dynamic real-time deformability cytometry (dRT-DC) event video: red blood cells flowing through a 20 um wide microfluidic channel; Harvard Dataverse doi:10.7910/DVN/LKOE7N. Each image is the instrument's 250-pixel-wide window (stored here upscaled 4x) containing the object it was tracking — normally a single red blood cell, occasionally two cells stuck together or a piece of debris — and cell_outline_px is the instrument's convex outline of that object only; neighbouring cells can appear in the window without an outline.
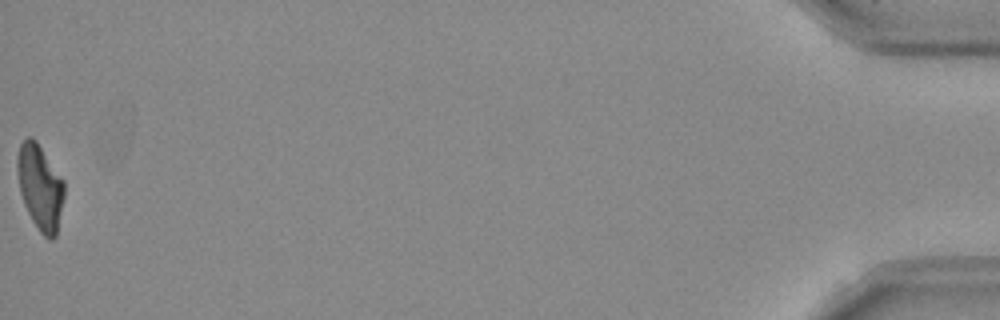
{"species": "Egyptian fruit bat (a non-hibernating species)", "species_latin": "Rousettus aegyptiacus", "temperature_condition": "room temperature", "stored_images_in_passage": 38, "camera_frame_rate_fps": 3000, "um_per_image_px": 0.085, "frame": {"image": 1, "passage_image": 38, "time_ms": 12.333, "image_size_px": [1000, 320], "cell_outline_px": [[64, 196], [56, 236], [52, 240], [48, 240], [40, 232], [32, 220], [24, 204], [20, 192], [16, 168], [16, 160], [20, 144], [28, 136], [32, 136], [36, 140], [64, 180]], "centroid_in_image_um": [3.4, 15.9], "position_along_channel_um": 431.8, "area_um2": 23.41}, "authors_computed_cell_mechanics": {"area_um2": 24.0448, "velocity_mm_per_s": 3.9557, "shape_relaxation_time_tau1_ms": null, "shape_relaxation_time_tau2_ms": 4.9946, "deformation_change_tau1": null, "deformation_change_tau2": 0.1492}}